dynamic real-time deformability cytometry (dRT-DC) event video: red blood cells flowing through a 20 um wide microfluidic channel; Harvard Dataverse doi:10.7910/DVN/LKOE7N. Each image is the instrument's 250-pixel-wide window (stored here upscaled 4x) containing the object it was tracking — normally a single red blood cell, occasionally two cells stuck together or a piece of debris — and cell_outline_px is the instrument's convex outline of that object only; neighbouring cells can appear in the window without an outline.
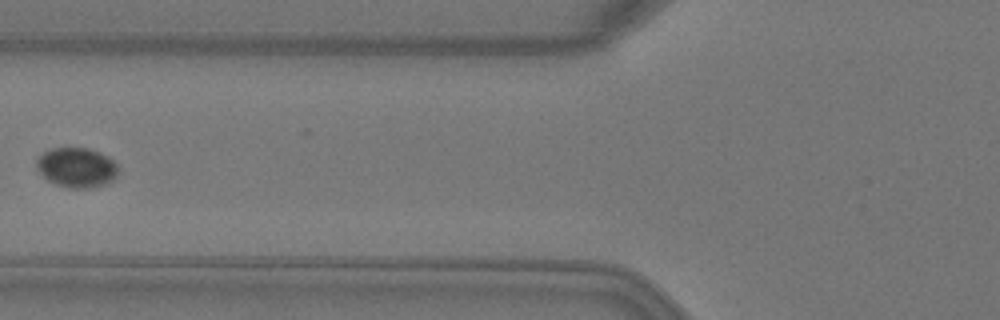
{"species": "Egyptian fruit bat (a non-hibernating species)", "species_latin": "Rousettus aegyptiacus", "temperature_condition": "warm", "stored_images_in_passage": 5, "camera_frame_rate_fps": 3000, "um_per_image_px": 0.085, "animal": {"sex": "female"}, "frame": {"image": 1, "passage_image": 5, "time_ms": 1.333, "image_size_px": [1000, 320], "cell_outline_px": [[116, 176], [112, 180], [104, 184], [92, 188], [68, 188], [56, 184], [48, 180], [36, 168], [36, 156], [52, 148], [88, 148], [100, 152], [108, 156], [116, 164]], "centroid_in_image_um": [6.48, 14.23], "position_along_channel_um": 119.3, "area_um2": 18.9}}